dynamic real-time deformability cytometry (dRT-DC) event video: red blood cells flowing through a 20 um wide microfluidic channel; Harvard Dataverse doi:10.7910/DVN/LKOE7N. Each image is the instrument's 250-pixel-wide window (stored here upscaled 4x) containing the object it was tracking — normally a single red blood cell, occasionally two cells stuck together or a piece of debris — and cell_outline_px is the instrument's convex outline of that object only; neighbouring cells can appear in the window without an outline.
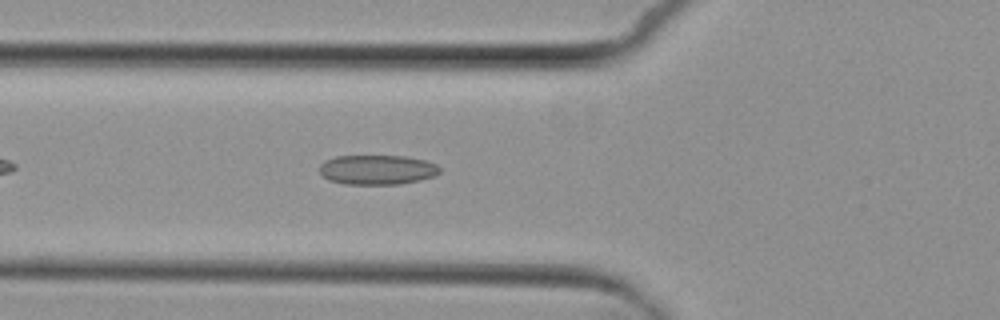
{"species": "common noctule bat (a hibernating species)", "species_latin": "Nyctalus noctula", "temperature_condition": "cold", "stored_images_in_passage": 5, "camera_frame_rate_fps": 3000, "um_per_image_px": 0.085, "animal": {"sex": "female", "body_mass_g": 29.2, "forearm_length_mm": 56.3}, "frame": {"image": 1, "passage_image": 5, "time_ms": 5.333, "image_size_px": [1000, 320], "cell_outline_px": [[440, 172], [436, 176], [420, 180], [400, 184], [344, 184], [328, 180], [320, 172], [320, 164], [324, 160], [336, 156], [404, 156], [424, 160], [436, 164], [440, 168]], "centroid_in_image_um": [32.06, 14.43], "position_along_channel_um": 93.7, "area_um2": 20.87}}